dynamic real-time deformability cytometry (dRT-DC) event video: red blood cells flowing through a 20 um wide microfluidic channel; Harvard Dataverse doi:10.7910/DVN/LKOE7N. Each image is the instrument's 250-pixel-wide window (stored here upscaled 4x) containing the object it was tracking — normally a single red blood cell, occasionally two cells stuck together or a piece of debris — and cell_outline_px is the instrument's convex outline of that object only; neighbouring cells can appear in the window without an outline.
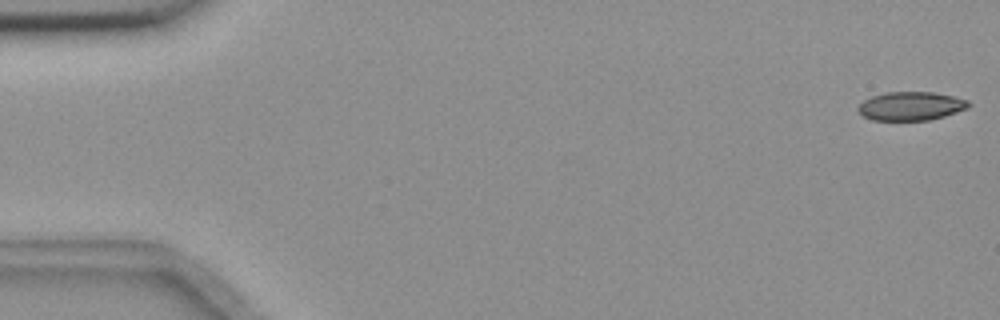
{"species": "common noctule bat (a hibernating species)", "species_latin": "Nyctalus noctula", "temperature_condition": "room temperature", "stored_images_in_passage": 55, "camera_frame_rate_fps": 3000, "um_per_image_px": 0.085, "animal": {"sex": "female", "body_mass_g": 18.4}, "frame": {"image": 1, "passage_image": 1, "time_ms": 0.0, "image_size_px": [1000, 320], "cell_outline_px": [[972, 104], [968, 108], [944, 116], [928, 120], [872, 120], [864, 116], [856, 108], [864, 100], [872, 96], [884, 92], [932, 92], [952, 96], [968, 100]], "centroid_in_image_um": [77.43, 9.01], "position_along_channel_um": 7.6, "area_um2": 18.38}}
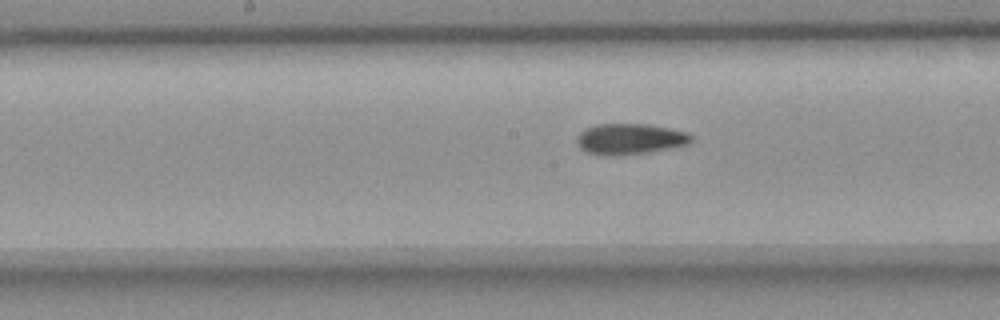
{"frame": {"image": 2, "passage_image": 28, "time_ms": 9.0, "image_size_px": [1000, 320], "cell_outline_px": [[692, 140], [688, 144], [676, 148], [648, 152], [616, 156], [604, 156], [588, 152], [580, 148], [576, 140], [576, 136], [584, 128], [596, 124], [648, 124], [688, 132], [692, 136]], "centroid_in_image_um": [53.54, 11.82], "position_along_channel_um": 194.7, "area_um2": 20.87}}
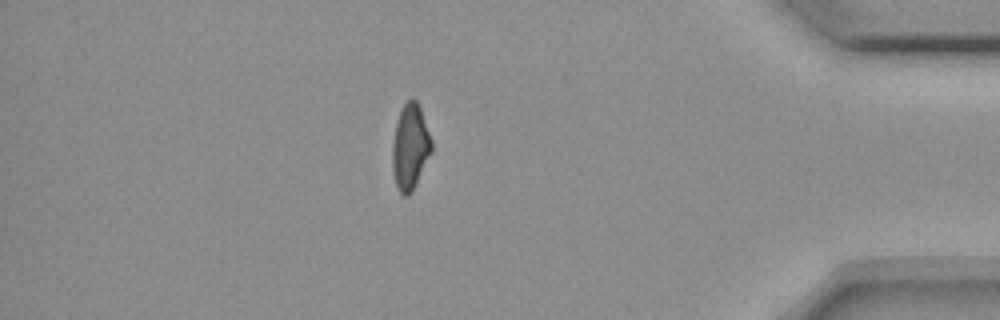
{"frame": {"image": 3, "passage_image": 48, "time_ms": 15.667, "image_size_px": [1000, 320], "cell_outline_px": [[432, 152], [412, 192], [408, 196], [404, 196], [400, 192], [396, 184], [392, 168], [392, 144], [396, 124], [400, 108], [412, 96], [416, 100], [420, 108], [432, 140]], "centroid_in_image_um": [34.86, 12.48], "position_along_channel_um": 400.3, "area_um2": 19.59}, "authors_computed_cell_mechanics": {"area_um2": 19.941, "velocity_mm_per_s": 3.6665, "shape_relaxation_time_tau1_ms": null, "shape_relaxation_time_tau2_ms": 3.7695, "deformation_change_tau1": null, "deformation_change_tau2": 0.1043}}